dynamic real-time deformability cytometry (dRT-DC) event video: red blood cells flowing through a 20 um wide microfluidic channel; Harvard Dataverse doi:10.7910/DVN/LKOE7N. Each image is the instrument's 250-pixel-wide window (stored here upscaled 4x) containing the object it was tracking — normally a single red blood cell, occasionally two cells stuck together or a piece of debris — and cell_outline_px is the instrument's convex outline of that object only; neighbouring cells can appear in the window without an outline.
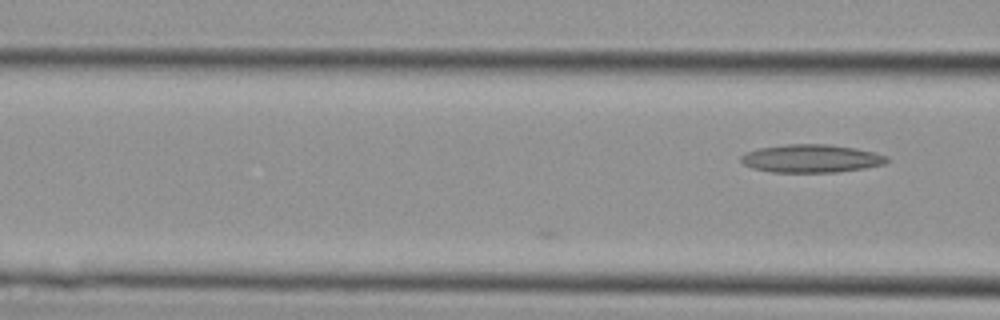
{"species": "Egyptian fruit bat (a non-hibernating species)", "species_latin": "Rousettus aegyptiacus", "temperature_condition": "cold", "stored_images_in_passage": 5, "camera_frame_rate_fps": 3000, "um_per_image_px": 0.085, "animal": {"sex": "female"}, "frame": {"image": 1, "passage_image": 5, "time_ms": 1.333, "image_size_px": [1000, 320], "cell_outline_px": [[888, 160], [884, 164], [864, 168], [836, 172], [772, 172], [752, 168], [744, 164], [740, 160], [740, 156], [744, 152], [760, 148], [788, 144], [828, 144], [856, 148], [888, 156]], "centroid_in_image_um": [68.93, 13.47], "position_along_channel_um": 97.7, "area_um2": 23.81}}